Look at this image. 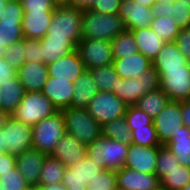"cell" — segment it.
I'll list each match as a JSON object with an SVG mask.
<instances>
[{
	"label": "cell",
	"instance_id": "1",
	"mask_svg": "<svg viewBox=\"0 0 190 190\" xmlns=\"http://www.w3.org/2000/svg\"><path fill=\"white\" fill-rule=\"evenodd\" d=\"M81 39L112 41L126 30L123 19L117 14H101L91 9L83 10Z\"/></svg>",
	"mask_w": 190,
	"mask_h": 190
},
{
	"label": "cell",
	"instance_id": "2",
	"mask_svg": "<svg viewBox=\"0 0 190 190\" xmlns=\"http://www.w3.org/2000/svg\"><path fill=\"white\" fill-rule=\"evenodd\" d=\"M83 10L71 5L56 6L53 10L50 26L42 39L74 40L77 44L81 39Z\"/></svg>",
	"mask_w": 190,
	"mask_h": 190
},
{
	"label": "cell",
	"instance_id": "3",
	"mask_svg": "<svg viewBox=\"0 0 190 190\" xmlns=\"http://www.w3.org/2000/svg\"><path fill=\"white\" fill-rule=\"evenodd\" d=\"M128 148L129 144L101 136L87 145V155L97 166L118 171L124 167Z\"/></svg>",
	"mask_w": 190,
	"mask_h": 190
},
{
	"label": "cell",
	"instance_id": "4",
	"mask_svg": "<svg viewBox=\"0 0 190 190\" xmlns=\"http://www.w3.org/2000/svg\"><path fill=\"white\" fill-rule=\"evenodd\" d=\"M66 133L76 137L79 142L91 144L102 136V126L89 114L86 108H66L61 110Z\"/></svg>",
	"mask_w": 190,
	"mask_h": 190
},
{
	"label": "cell",
	"instance_id": "5",
	"mask_svg": "<svg viewBox=\"0 0 190 190\" xmlns=\"http://www.w3.org/2000/svg\"><path fill=\"white\" fill-rule=\"evenodd\" d=\"M118 83L112 93L128 106H133L136 105L137 101L145 94L159 88L160 76L152 65L137 78H120Z\"/></svg>",
	"mask_w": 190,
	"mask_h": 190
},
{
	"label": "cell",
	"instance_id": "6",
	"mask_svg": "<svg viewBox=\"0 0 190 190\" xmlns=\"http://www.w3.org/2000/svg\"><path fill=\"white\" fill-rule=\"evenodd\" d=\"M65 134L63 113L58 111L32 126V148L50 155Z\"/></svg>",
	"mask_w": 190,
	"mask_h": 190
},
{
	"label": "cell",
	"instance_id": "7",
	"mask_svg": "<svg viewBox=\"0 0 190 190\" xmlns=\"http://www.w3.org/2000/svg\"><path fill=\"white\" fill-rule=\"evenodd\" d=\"M58 110L42 92H25L21 103L12 114L20 122L34 126L39 121L53 116Z\"/></svg>",
	"mask_w": 190,
	"mask_h": 190
},
{
	"label": "cell",
	"instance_id": "8",
	"mask_svg": "<svg viewBox=\"0 0 190 190\" xmlns=\"http://www.w3.org/2000/svg\"><path fill=\"white\" fill-rule=\"evenodd\" d=\"M23 8L20 0L7 2L0 21V56L5 55L6 47L24 39L22 30Z\"/></svg>",
	"mask_w": 190,
	"mask_h": 190
},
{
	"label": "cell",
	"instance_id": "9",
	"mask_svg": "<svg viewBox=\"0 0 190 190\" xmlns=\"http://www.w3.org/2000/svg\"><path fill=\"white\" fill-rule=\"evenodd\" d=\"M0 132L2 133L3 153L18 156L32 148V127L20 122L14 116L10 115L7 118Z\"/></svg>",
	"mask_w": 190,
	"mask_h": 190
},
{
	"label": "cell",
	"instance_id": "10",
	"mask_svg": "<svg viewBox=\"0 0 190 190\" xmlns=\"http://www.w3.org/2000/svg\"><path fill=\"white\" fill-rule=\"evenodd\" d=\"M128 105L112 92L99 91L86 107L89 114L101 125L123 117Z\"/></svg>",
	"mask_w": 190,
	"mask_h": 190
},
{
	"label": "cell",
	"instance_id": "11",
	"mask_svg": "<svg viewBox=\"0 0 190 190\" xmlns=\"http://www.w3.org/2000/svg\"><path fill=\"white\" fill-rule=\"evenodd\" d=\"M159 88L170 101L190 100V62L182 68L167 69L160 75Z\"/></svg>",
	"mask_w": 190,
	"mask_h": 190
},
{
	"label": "cell",
	"instance_id": "12",
	"mask_svg": "<svg viewBox=\"0 0 190 190\" xmlns=\"http://www.w3.org/2000/svg\"><path fill=\"white\" fill-rule=\"evenodd\" d=\"M76 51L87 70L113 65L115 60L110 41L80 40L76 46Z\"/></svg>",
	"mask_w": 190,
	"mask_h": 190
},
{
	"label": "cell",
	"instance_id": "13",
	"mask_svg": "<svg viewBox=\"0 0 190 190\" xmlns=\"http://www.w3.org/2000/svg\"><path fill=\"white\" fill-rule=\"evenodd\" d=\"M103 170V167L97 166V164L86 155L79 162L66 167L62 183L67 190H86L89 183Z\"/></svg>",
	"mask_w": 190,
	"mask_h": 190
},
{
	"label": "cell",
	"instance_id": "14",
	"mask_svg": "<svg viewBox=\"0 0 190 190\" xmlns=\"http://www.w3.org/2000/svg\"><path fill=\"white\" fill-rule=\"evenodd\" d=\"M153 125L160 144H167L183 126L181 102L169 101L163 111L153 119Z\"/></svg>",
	"mask_w": 190,
	"mask_h": 190
},
{
	"label": "cell",
	"instance_id": "15",
	"mask_svg": "<svg viewBox=\"0 0 190 190\" xmlns=\"http://www.w3.org/2000/svg\"><path fill=\"white\" fill-rule=\"evenodd\" d=\"M130 143L124 167L146 174H155L158 148Z\"/></svg>",
	"mask_w": 190,
	"mask_h": 190
},
{
	"label": "cell",
	"instance_id": "16",
	"mask_svg": "<svg viewBox=\"0 0 190 190\" xmlns=\"http://www.w3.org/2000/svg\"><path fill=\"white\" fill-rule=\"evenodd\" d=\"M118 15L123 19L126 30L150 27L154 18L152 7L144 6L133 0H123Z\"/></svg>",
	"mask_w": 190,
	"mask_h": 190
},
{
	"label": "cell",
	"instance_id": "17",
	"mask_svg": "<svg viewBox=\"0 0 190 190\" xmlns=\"http://www.w3.org/2000/svg\"><path fill=\"white\" fill-rule=\"evenodd\" d=\"M116 183L121 190H156L160 186L156 174H146L128 167L116 171Z\"/></svg>",
	"mask_w": 190,
	"mask_h": 190
},
{
	"label": "cell",
	"instance_id": "18",
	"mask_svg": "<svg viewBox=\"0 0 190 190\" xmlns=\"http://www.w3.org/2000/svg\"><path fill=\"white\" fill-rule=\"evenodd\" d=\"M48 76L56 79L74 81L85 71V65L80 59L77 51L60 57L47 65Z\"/></svg>",
	"mask_w": 190,
	"mask_h": 190
},
{
	"label": "cell",
	"instance_id": "19",
	"mask_svg": "<svg viewBox=\"0 0 190 190\" xmlns=\"http://www.w3.org/2000/svg\"><path fill=\"white\" fill-rule=\"evenodd\" d=\"M45 157L46 154L34 148L27 149L16 156V168L30 187L38 188L40 170L44 164Z\"/></svg>",
	"mask_w": 190,
	"mask_h": 190
},
{
	"label": "cell",
	"instance_id": "20",
	"mask_svg": "<svg viewBox=\"0 0 190 190\" xmlns=\"http://www.w3.org/2000/svg\"><path fill=\"white\" fill-rule=\"evenodd\" d=\"M50 155L62 162L64 166L69 167L87 155V146L73 135L66 133Z\"/></svg>",
	"mask_w": 190,
	"mask_h": 190
},
{
	"label": "cell",
	"instance_id": "21",
	"mask_svg": "<svg viewBox=\"0 0 190 190\" xmlns=\"http://www.w3.org/2000/svg\"><path fill=\"white\" fill-rule=\"evenodd\" d=\"M41 92L52 102L58 111H61L71 106L74 83L71 80L48 77Z\"/></svg>",
	"mask_w": 190,
	"mask_h": 190
},
{
	"label": "cell",
	"instance_id": "22",
	"mask_svg": "<svg viewBox=\"0 0 190 190\" xmlns=\"http://www.w3.org/2000/svg\"><path fill=\"white\" fill-rule=\"evenodd\" d=\"M17 77L26 92H41L49 77L47 65L38 62H25L17 70Z\"/></svg>",
	"mask_w": 190,
	"mask_h": 190
},
{
	"label": "cell",
	"instance_id": "23",
	"mask_svg": "<svg viewBox=\"0 0 190 190\" xmlns=\"http://www.w3.org/2000/svg\"><path fill=\"white\" fill-rule=\"evenodd\" d=\"M153 65L152 61L138 52L123 59H115L113 66L122 79L137 78Z\"/></svg>",
	"mask_w": 190,
	"mask_h": 190
},
{
	"label": "cell",
	"instance_id": "24",
	"mask_svg": "<svg viewBox=\"0 0 190 190\" xmlns=\"http://www.w3.org/2000/svg\"><path fill=\"white\" fill-rule=\"evenodd\" d=\"M53 12H24L22 30L25 39H42L50 26Z\"/></svg>",
	"mask_w": 190,
	"mask_h": 190
},
{
	"label": "cell",
	"instance_id": "25",
	"mask_svg": "<svg viewBox=\"0 0 190 190\" xmlns=\"http://www.w3.org/2000/svg\"><path fill=\"white\" fill-rule=\"evenodd\" d=\"M99 92L91 73L87 70L74 81L72 108H86L90 100Z\"/></svg>",
	"mask_w": 190,
	"mask_h": 190
},
{
	"label": "cell",
	"instance_id": "26",
	"mask_svg": "<svg viewBox=\"0 0 190 190\" xmlns=\"http://www.w3.org/2000/svg\"><path fill=\"white\" fill-rule=\"evenodd\" d=\"M189 61L179 51L175 42H166L152 61L159 76L167 69L182 68Z\"/></svg>",
	"mask_w": 190,
	"mask_h": 190
},
{
	"label": "cell",
	"instance_id": "27",
	"mask_svg": "<svg viewBox=\"0 0 190 190\" xmlns=\"http://www.w3.org/2000/svg\"><path fill=\"white\" fill-rule=\"evenodd\" d=\"M25 88L19 82L18 77H14L11 81L1 82L0 85V110L12 115L17 106L21 103Z\"/></svg>",
	"mask_w": 190,
	"mask_h": 190
},
{
	"label": "cell",
	"instance_id": "28",
	"mask_svg": "<svg viewBox=\"0 0 190 190\" xmlns=\"http://www.w3.org/2000/svg\"><path fill=\"white\" fill-rule=\"evenodd\" d=\"M132 31L137 43L138 51L153 61L163 45L166 43L150 27Z\"/></svg>",
	"mask_w": 190,
	"mask_h": 190
},
{
	"label": "cell",
	"instance_id": "29",
	"mask_svg": "<svg viewBox=\"0 0 190 190\" xmlns=\"http://www.w3.org/2000/svg\"><path fill=\"white\" fill-rule=\"evenodd\" d=\"M41 41V56L44 57V64L48 65L56 59L66 56L71 52L76 51L77 43L74 40H50L40 39Z\"/></svg>",
	"mask_w": 190,
	"mask_h": 190
},
{
	"label": "cell",
	"instance_id": "30",
	"mask_svg": "<svg viewBox=\"0 0 190 190\" xmlns=\"http://www.w3.org/2000/svg\"><path fill=\"white\" fill-rule=\"evenodd\" d=\"M165 145L179 160L180 164L190 167V129L188 127L181 126L180 131Z\"/></svg>",
	"mask_w": 190,
	"mask_h": 190
},
{
	"label": "cell",
	"instance_id": "31",
	"mask_svg": "<svg viewBox=\"0 0 190 190\" xmlns=\"http://www.w3.org/2000/svg\"><path fill=\"white\" fill-rule=\"evenodd\" d=\"M169 101V97L158 88L141 97L135 106L154 119L163 111Z\"/></svg>",
	"mask_w": 190,
	"mask_h": 190
},
{
	"label": "cell",
	"instance_id": "32",
	"mask_svg": "<svg viewBox=\"0 0 190 190\" xmlns=\"http://www.w3.org/2000/svg\"><path fill=\"white\" fill-rule=\"evenodd\" d=\"M66 171V166L51 155H46L44 164L40 170L38 188L41 186L61 183Z\"/></svg>",
	"mask_w": 190,
	"mask_h": 190
},
{
	"label": "cell",
	"instance_id": "33",
	"mask_svg": "<svg viewBox=\"0 0 190 190\" xmlns=\"http://www.w3.org/2000/svg\"><path fill=\"white\" fill-rule=\"evenodd\" d=\"M110 43L114 59H123L139 52L135 37L130 30L118 34Z\"/></svg>",
	"mask_w": 190,
	"mask_h": 190
},
{
	"label": "cell",
	"instance_id": "34",
	"mask_svg": "<svg viewBox=\"0 0 190 190\" xmlns=\"http://www.w3.org/2000/svg\"><path fill=\"white\" fill-rule=\"evenodd\" d=\"M88 71L95 80L99 91L112 92L116 85L119 84L120 77L113 65L102 66Z\"/></svg>",
	"mask_w": 190,
	"mask_h": 190
},
{
	"label": "cell",
	"instance_id": "35",
	"mask_svg": "<svg viewBox=\"0 0 190 190\" xmlns=\"http://www.w3.org/2000/svg\"><path fill=\"white\" fill-rule=\"evenodd\" d=\"M190 183V167L180 164L179 167L167 171L160 179V186L168 190H181Z\"/></svg>",
	"mask_w": 190,
	"mask_h": 190
},
{
	"label": "cell",
	"instance_id": "36",
	"mask_svg": "<svg viewBox=\"0 0 190 190\" xmlns=\"http://www.w3.org/2000/svg\"><path fill=\"white\" fill-rule=\"evenodd\" d=\"M102 136L126 144L131 143V131L124 116L105 123L102 126Z\"/></svg>",
	"mask_w": 190,
	"mask_h": 190
},
{
	"label": "cell",
	"instance_id": "37",
	"mask_svg": "<svg viewBox=\"0 0 190 190\" xmlns=\"http://www.w3.org/2000/svg\"><path fill=\"white\" fill-rule=\"evenodd\" d=\"M150 28L165 42H174L180 32V28L172 20V17H154Z\"/></svg>",
	"mask_w": 190,
	"mask_h": 190
},
{
	"label": "cell",
	"instance_id": "38",
	"mask_svg": "<svg viewBox=\"0 0 190 190\" xmlns=\"http://www.w3.org/2000/svg\"><path fill=\"white\" fill-rule=\"evenodd\" d=\"M156 163L155 174L159 180L167 174V171L180 166L179 160L174 156V154L170 151V149H168L166 145H161L158 148Z\"/></svg>",
	"mask_w": 190,
	"mask_h": 190
},
{
	"label": "cell",
	"instance_id": "39",
	"mask_svg": "<svg viewBox=\"0 0 190 190\" xmlns=\"http://www.w3.org/2000/svg\"><path fill=\"white\" fill-rule=\"evenodd\" d=\"M131 143L141 146H161L154 125H146L131 131Z\"/></svg>",
	"mask_w": 190,
	"mask_h": 190
},
{
	"label": "cell",
	"instance_id": "40",
	"mask_svg": "<svg viewBox=\"0 0 190 190\" xmlns=\"http://www.w3.org/2000/svg\"><path fill=\"white\" fill-rule=\"evenodd\" d=\"M124 117L130 131L146 125H153V119L135 105L127 107Z\"/></svg>",
	"mask_w": 190,
	"mask_h": 190
},
{
	"label": "cell",
	"instance_id": "41",
	"mask_svg": "<svg viewBox=\"0 0 190 190\" xmlns=\"http://www.w3.org/2000/svg\"><path fill=\"white\" fill-rule=\"evenodd\" d=\"M24 53L25 47L23 39L6 47L4 58L10 67L18 70L25 63Z\"/></svg>",
	"mask_w": 190,
	"mask_h": 190
},
{
	"label": "cell",
	"instance_id": "42",
	"mask_svg": "<svg viewBox=\"0 0 190 190\" xmlns=\"http://www.w3.org/2000/svg\"><path fill=\"white\" fill-rule=\"evenodd\" d=\"M0 185L2 186V190H26L30 187L17 168L1 174Z\"/></svg>",
	"mask_w": 190,
	"mask_h": 190
},
{
	"label": "cell",
	"instance_id": "43",
	"mask_svg": "<svg viewBox=\"0 0 190 190\" xmlns=\"http://www.w3.org/2000/svg\"><path fill=\"white\" fill-rule=\"evenodd\" d=\"M172 20L183 29L190 26V5L182 0L171 3Z\"/></svg>",
	"mask_w": 190,
	"mask_h": 190
},
{
	"label": "cell",
	"instance_id": "44",
	"mask_svg": "<svg viewBox=\"0 0 190 190\" xmlns=\"http://www.w3.org/2000/svg\"><path fill=\"white\" fill-rule=\"evenodd\" d=\"M93 190H116V171L103 170L88 185Z\"/></svg>",
	"mask_w": 190,
	"mask_h": 190
},
{
	"label": "cell",
	"instance_id": "45",
	"mask_svg": "<svg viewBox=\"0 0 190 190\" xmlns=\"http://www.w3.org/2000/svg\"><path fill=\"white\" fill-rule=\"evenodd\" d=\"M25 62L44 63V57L41 56V41L38 39H25Z\"/></svg>",
	"mask_w": 190,
	"mask_h": 190
},
{
	"label": "cell",
	"instance_id": "46",
	"mask_svg": "<svg viewBox=\"0 0 190 190\" xmlns=\"http://www.w3.org/2000/svg\"><path fill=\"white\" fill-rule=\"evenodd\" d=\"M24 12H53V0H20Z\"/></svg>",
	"mask_w": 190,
	"mask_h": 190
},
{
	"label": "cell",
	"instance_id": "47",
	"mask_svg": "<svg viewBox=\"0 0 190 190\" xmlns=\"http://www.w3.org/2000/svg\"><path fill=\"white\" fill-rule=\"evenodd\" d=\"M122 0H95L89 9L101 14L119 13Z\"/></svg>",
	"mask_w": 190,
	"mask_h": 190
},
{
	"label": "cell",
	"instance_id": "48",
	"mask_svg": "<svg viewBox=\"0 0 190 190\" xmlns=\"http://www.w3.org/2000/svg\"><path fill=\"white\" fill-rule=\"evenodd\" d=\"M174 42L179 51L190 62V26L180 29Z\"/></svg>",
	"mask_w": 190,
	"mask_h": 190
},
{
	"label": "cell",
	"instance_id": "49",
	"mask_svg": "<svg viewBox=\"0 0 190 190\" xmlns=\"http://www.w3.org/2000/svg\"><path fill=\"white\" fill-rule=\"evenodd\" d=\"M17 76V70L10 67V65L5 61L4 56H0V85L1 82L11 81Z\"/></svg>",
	"mask_w": 190,
	"mask_h": 190
},
{
	"label": "cell",
	"instance_id": "50",
	"mask_svg": "<svg viewBox=\"0 0 190 190\" xmlns=\"http://www.w3.org/2000/svg\"><path fill=\"white\" fill-rule=\"evenodd\" d=\"M16 168V156L10 153H0V175Z\"/></svg>",
	"mask_w": 190,
	"mask_h": 190
},
{
	"label": "cell",
	"instance_id": "51",
	"mask_svg": "<svg viewBox=\"0 0 190 190\" xmlns=\"http://www.w3.org/2000/svg\"><path fill=\"white\" fill-rule=\"evenodd\" d=\"M152 11H153V15L156 18L159 17H172L171 14V3H165L163 1L161 2H156L153 6H152Z\"/></svg>",
	"mask_w": 190,
	"mask_h": 190
},
{
	"label": "cell",
	"instance_id": "52",
	"mask_svg": "<svg viewBox=\"0 0 190 190\" xmlns=\"http://www.w3.org/2000/svg\"><path fill=\"white\" fill-rule=\"evenodd\" d=\"M181 113L183 117V125L190 129V100L181 102Z\"/></svg>",
	"mask_w": 190,
	"mask_h": 190
},
{
	"label": "cell",
	"instance_id": "53",
	"mask_svg": "<svg viewBox=\"0 0 190 190\" xmlns=\"http://www.w3.org/2000/svg\"><path fill=\"white\" fill-rule=\"evenodd\" d=\"M95 0H73L72 5L75 8L86 10L89 9Z\"/></svg>",
	"mask_w": 190,
	"mask_h": 190
},
{
	"label": "cell",
	"instance_id": "54",
	"mask_svg": "<svg viewBox=\"0 0 190 190\" xmlns=\"http://www.w3.org/2000/svg\"><path fill=\"white\" fill-rule=\"evenodd\" d=\"M37 190H67V189L61 182V183H53L47 186H41L40 188H37Z\"/></svg>",
	"mask_w": 190,
	"mask_h": 190
},
{
	"label": "cell",
	"instance_id": "55",
	"mask_svg": "<svg viewBox=\"0 0 190 190\" xmlns=\"http://www.w3.org/2000/svg\"><path fill=\"white\" fill-rule=\"evenodd\" d=\"M10 115L7 112H4L2 110H0V129L3 128L5 126V123L7 121V118Z\"/></svg>",
	"mask_w": 190,
	"mask_h": 190
},
{
	"label": "cell",
	"instance_id": "56",
	"mask_svg": "<svg viewBox=\"0 0 190 190\" xmlns=\"http://www.w3.org/2000/svg\"><path fill=\"white\" fill-rule=\"evenodd\" d=\"M133 1L148 7H152L157 2V0H133Z\"/></svg>",
	"mask_w": 190,
	"mask_h": 190
},
{
	"label": "cell",
	"instance_id": "57",
	"mask_svg": "<svg viewBox=\"0 0 190 190\" xmlns=\"http://www.w3.org/2000/svg\"><path fill=\"white\" fill-rule=\"evenodd\" d=\"M56 6L72 5L73 0H53Z\"/></svg>",
	"mask_w": 190,
	"mask_h": 190
},
{
	"label": "cell",
	"instance_id": "58",
	"mask_svg": "<svg viewBox=\"0 0 190 190\" xmlns=\"http://www.w3.org/2000/svg\"><path fill=\"white\" fill-rule=\"evenodd\" d=\"M7 1L6 0H0V21L2 20V14L4 12V9L6 8Z\"/></svg>",
	"mask_w": 190,
	"mask_h": 190
},
{
	"label": "cell",
	"instance_id": "59",
	"mask_svg": "<svg viewBox=\"0 0 190 190\" xmlns=\"http://www.w3.org/2000/svg\"><path fill=\"white\" fill-rule=\"evenodd\" d=\"M3 140H2V133L0 132V153H3Z\"/></svg>",
	"mask_w": 190,
	"mask_h": 190
},
{
	"label": "cell",
	"instance_id": "60",
	"mask_svg": "<svg viewBox=\"0 0 190 190\" xmlns=\"http://www.w3.org/2000/svg\"><path fill=\"white\" fill-rule=\"evenodd\" d=\"M161 1H163V2H167V3H173V2H175L176 0H157V2H161Z\"/></svg>",
	"mask_w": 190,
	"mask_h": 190
},
{
	"label": "cell",
	"instance_id": "61",
	"mask_svg": "<svg viewBox=\"0 0 190 190\" xmlns=\"http://www.w3.org/2000/svg\"><path fill=\"white\" fill-rule=\"evenodd\" d=\"M181 190H190V183L187 184L184 188H182Z\"/></svg>",
	"mask_w": 190,
	"mask_h": 190
},
{
	"label": "cell",
	"instance_id": "62",
	"mask_svg": "<svg viewBox=\"0 0 190 190\" xmlns=\"http://www.w3.org/2000/svg\"><path fill=\"white\" fill-rule=\"evenodd\" d=\"M26 190H37V187H28Z\"/></svg>",
	"mask_w": 190,
	"mask_h": 190
},
{
	"label": "cell",
	"instance_id": "63",
	"mask_svg": "<svg viewBox=\"0 0 190 190\" xmlns=\"http://www.w3.org/2000/svg\"><path fill=\"white\" fill-rule=\"evenodd\" d=\"M156 190H168L167 188H163L162 186H159Z\"/></svg>",
	"mask_w": 190,
	"mask_h": 190
},
{
	"label": "cell",
	"instance_id": "64",
	"mask_svg": "<svg viewBox=\"0 0 190 190\" xmlns=\"http://www.w3.org/2000/svg\"><path fill=\"white\" fill-rule=\"evenodd\" d=\"M183 2H186L190 5V0H182Z\"/></svg>",
	"mask_w": 190,
	"mask_h": 190
}]
</instances>
